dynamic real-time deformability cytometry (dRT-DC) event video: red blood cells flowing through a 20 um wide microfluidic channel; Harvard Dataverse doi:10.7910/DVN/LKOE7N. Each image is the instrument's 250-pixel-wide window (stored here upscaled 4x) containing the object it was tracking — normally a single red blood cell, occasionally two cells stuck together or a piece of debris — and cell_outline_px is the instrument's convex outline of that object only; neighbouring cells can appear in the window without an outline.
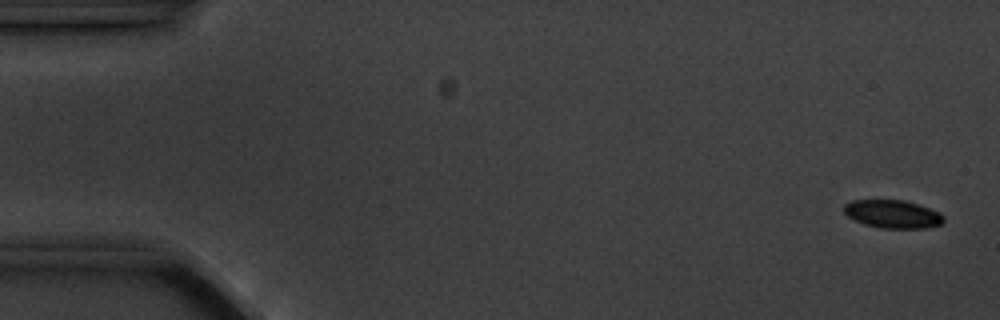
{"species": "common noctule bat (a hibernating species)", "species_latin": "Nyctalus noctula", "temperature_condition": "cold", "stored_images_in_passage": 15, "camera_frame_rate_fps": 3000, "um_per_image_px": 0.085, "animal": {"sex": "male", "body_mass_g": 20.1, "forearm_length_mm": 53.5}, "frame": {"image": 1, "passage_image": 1, "time_ms": 0.0, "image_size_px": [1000, 320], "cell_outline_px": [[944, 220], [940, 224], [924, 228], [880, 228], [864, 224], [848, 216], [844, 212], [844, 204], [852, 200], [904, 200], [940, 212], [944, 216]], "centroid_in_image_um": [75.87, 18.19], "position_along_channel_um": 9.1, "area_um2": 16.18}}
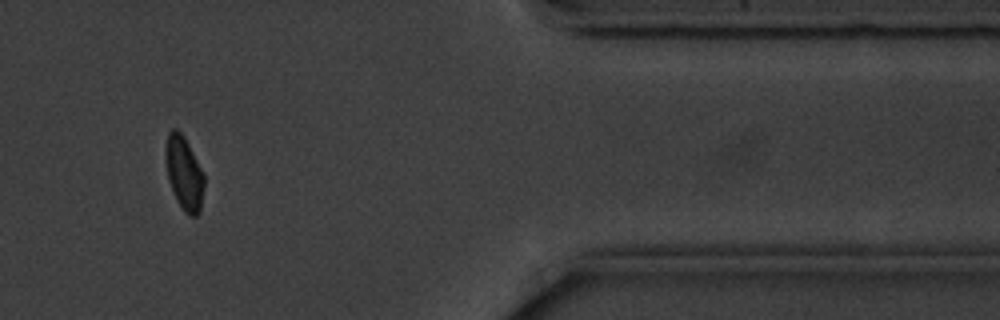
{"frame": {"image": 2, "passage_image": 13, "time_ms": 15.333, "image_size_px": [1000, 320], "cell_outline_px": [[204, 188], [200, 212], [196, 216], [188, 216], [184, 212], [176, 200], [168, 180], [168, 132], [172, 128], [176, 128], [184, 136], [204, 172]], "centroid_in_image_um": [15.71, 14.79], "position_along_channel_um": 395.7, "area_um2": 16.18}, "authors_computed_cell_mechanics": {"area_um2": 17.3978, "velocity_mm_per_s": 3.5561, "shape_relaxation_time_tau1_ms": 3.6442, "shape_relaxation_time_tau2_ms": 1.0022, "deformation_change_tau1": 0.0854, "deformation_change_tau2": 0.044}}